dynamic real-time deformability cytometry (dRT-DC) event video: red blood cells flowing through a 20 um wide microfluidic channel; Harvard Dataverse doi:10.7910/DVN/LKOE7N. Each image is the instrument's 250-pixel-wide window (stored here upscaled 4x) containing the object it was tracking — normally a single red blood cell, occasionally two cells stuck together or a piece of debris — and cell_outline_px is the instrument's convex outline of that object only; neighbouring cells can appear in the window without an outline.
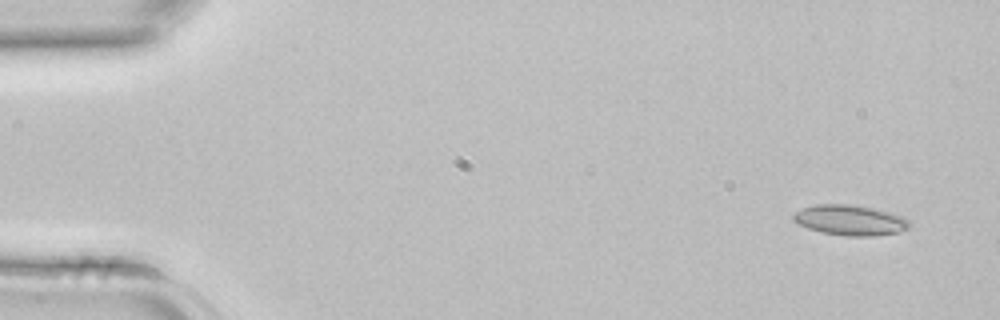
{"species": "common noctule bat (a hibernating species)", "species_latin": "Nyctalus noctula", "temperature_condition": "room temperature", "stored_images_in_passage": 4, "camera_frame_rate_fps": 3000, "um_per_image_px": 0.085, "animal": {"sex": "female", "body_mass_g": 22.7, "forearm_length_mm": 54.2}, "frame": {"image": 1, "passage_image": 1, "time_ms": 0.0, "image_size_px": [1000, 320], "cell_outline_px": [[912, 224], [908, 228], [900, 232], [876, 236], [848, 236], [820, 232], [808, 228], [792, 220], [792, 216], [796, 212], [804, 208], [816, 204], [848, 204], [872, 208], [904, 216]], "centroid_in_image_um": [72.29, 18.72], "position_along_channel_um": 12.7, "area_um2": 20.52}}
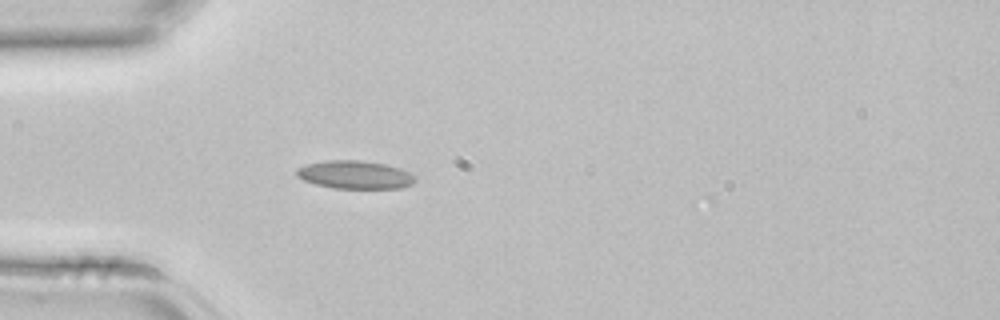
{"frame": {"image": 2, "passage_image": 3, "time_ms": 0.667, "image_size_px": [1000, 320], "cell_outline_px": [[416, 180], [412, 184], [400, 188], [332, 188], [316, 184], [304, 180], [296, 176], [296, 168], [308, 164], [324, 160], [360, 160], [384, 164], [400, 168], [416, 176]], "centroid_in_image_um": [30.16, 14.85], "position_along_channel_um": 54.8, "area_um2": 19.42}}